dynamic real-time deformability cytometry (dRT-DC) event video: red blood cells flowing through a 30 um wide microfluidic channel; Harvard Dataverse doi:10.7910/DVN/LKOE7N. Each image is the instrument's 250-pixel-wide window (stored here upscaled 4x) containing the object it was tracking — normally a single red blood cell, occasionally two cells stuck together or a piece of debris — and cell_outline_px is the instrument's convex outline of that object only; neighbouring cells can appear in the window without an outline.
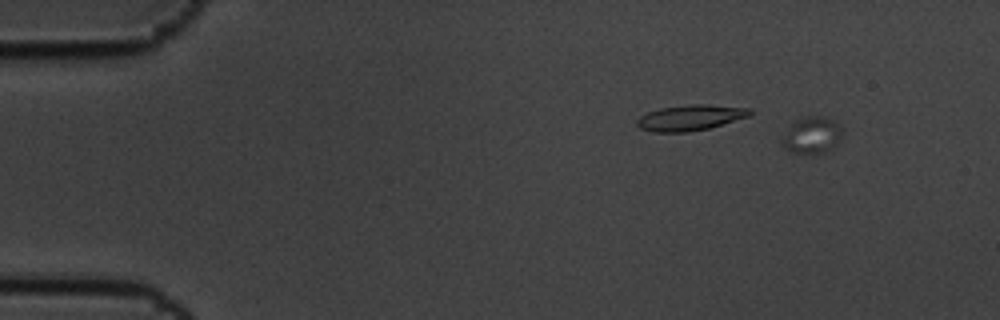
{"species": "common noctule bat (a hibernating species)", "species_latin": "Nyctalus noctula", "temperature_condition": "cold", "stored_images_in_passage": 11, "camera_frame_rate_fps": 3000, "um_per_image_px": 0.085, "animal": {"sex": "male", "body_mass_g": 19.5, "forearm_length_mm": 54.6}, "frame": {"image": 1, "passage_image": 3, "time_ms": 0.667, "image_size_px": [1000, 320], "cell_outline_px": [[844, 132], [832, 148], [824, 152], [792, 152], [784, 148], [780, 140], [792, 124], [796, 120], [804, 116], [824, 116], [836, 120], [844, 128]], "centroid_in_image_um": [69.05, 11.44], "position_along_channel_um": 15.9, "area_um2": 12.83}}
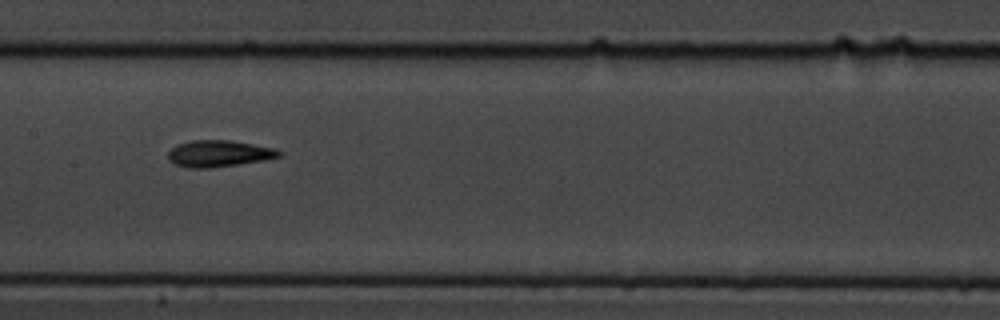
{"frame": {"image": 2, "passage_image": 8, "time_ms": 2.333, "image_size_px": [1000, 320], "cell_outline_px": [[284, 152], [280, 156], [264, 160], [208, 168], [192, 168], [176, 164], [168, 160], [168, 152], [176, 144], [192, 140], [228, 140], [276, 148]], "centroid_in_image_um": [18.6, 13.04], "position_along_channel_um": 188.8, "area_um2": 17.05}}
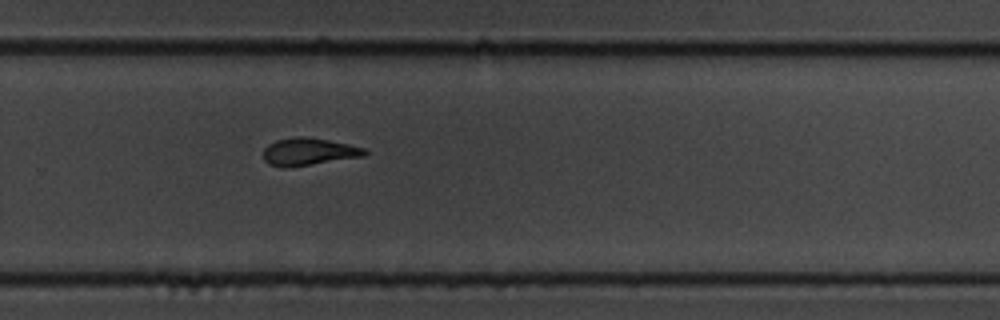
{"frame": {"image": 3, "passage_image": 11, "time_ms": 3.333, "image_size_px": [1000, 320], "cell_outline_px": [[368, 152], [364, 156], [288, 168], [284, 168], [268, 164], [264, 160], [264, 148], [268, 144], [276, 140], [304, 136], [328, 140], [348, 144], [364, 148]], "centroid_in_image_um": [26.21, 12.91], "position_along_channel_um": 303.6, "area_um2": 16.13}}